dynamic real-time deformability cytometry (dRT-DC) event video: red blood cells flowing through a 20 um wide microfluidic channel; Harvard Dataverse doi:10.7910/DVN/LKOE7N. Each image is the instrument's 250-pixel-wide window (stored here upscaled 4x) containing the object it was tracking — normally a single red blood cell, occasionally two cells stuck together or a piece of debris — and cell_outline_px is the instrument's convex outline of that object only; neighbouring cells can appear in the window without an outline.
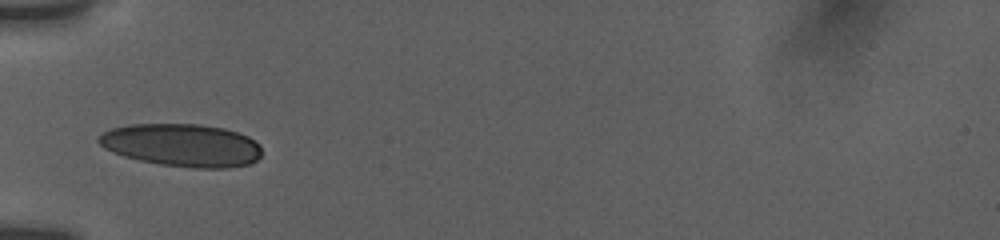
{"species": "human", "species_latin": "Homo sapiens", "temperature_condition": "room temperature", "stored_images_in_passage": 10, "camera_frame_rate_fps": 3000, "um_per_image_px": 0.085, "donor": {"sex": "female"}, "frame": {"image": 1, "passage_image": 9, "time_ms": 3.667, "image_size_px": [1000, 240], "cell_outline_px": [[260, 156], [256, 160], [248, 164], [228, 168], [192, 168], [160, 164], [140, 160], [124, 156], [112, 152], [104, 148], [96, 140], [104, 132], [112, 128], [128, 124], [200, 124], [224, 128], [240, 132], [248, 136], [260, 144]], "centroid_in_image_um": [15.48, 12.33], "position_along_channel_um": 69.5, "area_um2": 40.81}}